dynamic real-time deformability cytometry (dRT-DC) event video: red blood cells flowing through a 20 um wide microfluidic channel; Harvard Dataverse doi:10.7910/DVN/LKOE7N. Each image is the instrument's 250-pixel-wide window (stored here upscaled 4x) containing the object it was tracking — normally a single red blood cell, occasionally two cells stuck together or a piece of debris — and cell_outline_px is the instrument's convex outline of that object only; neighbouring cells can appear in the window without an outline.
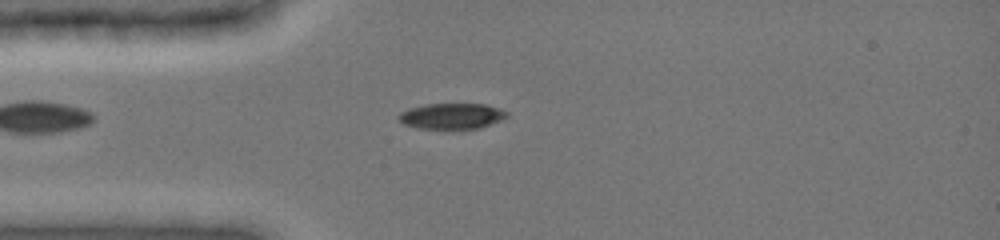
{"species": "common noctule bat (a hibernating species)", "species_latin": "Nyctalus noctula", "temperature_condition": "cold", "stored_images_in_passage": 49, "camera_frame_rate_fps": 3000, "um_per_image_px": 0.085, "animal": {"sex": "female", "body_mass_g": 19.0, "forearm_length_mm": 51.5}, "frame": {"image": 1, "passage_image": 13, "time_ms": 4.0, "image_size_px": [1000, 240], "cell_outline_px": [[508, 116], [500, 120], [480, 128], [420, 128], [404, 124], [396, 116], [400, 112], [408, 108], [428, 104], [488, 104], [500, 108], [508, 112]], "centroid_in_image_um": [38.41, 9.85], "position_along_channel_um": 46.6, "area_um2": 16.13}}
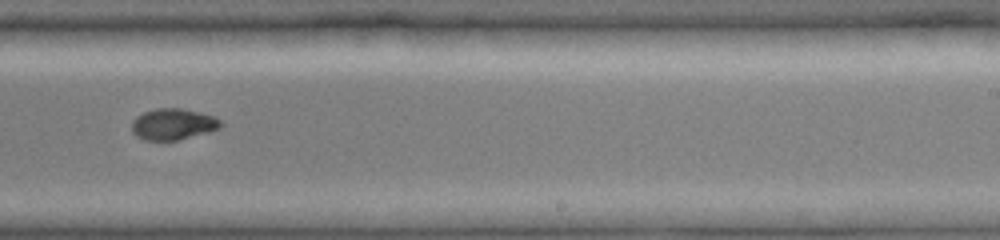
{"frame": {"image": 2, "passage_image": 31, "time_ms": 10.0, "image_size_px": [1000, 240], "cell_outline_px": [[224, 124], [220, 128], [208, 132], [176, 140], [144, 140], [136, 136], [132, 132], [132, 120], [136, 116], [144, 112], [156, 108], [180, 108], [200, 112], [212, 116], [220, 120]], "centroid_in_image_um": [14.69, 10.55], "position_along_channel_um": 274.3, "area_um2": 16.18}}
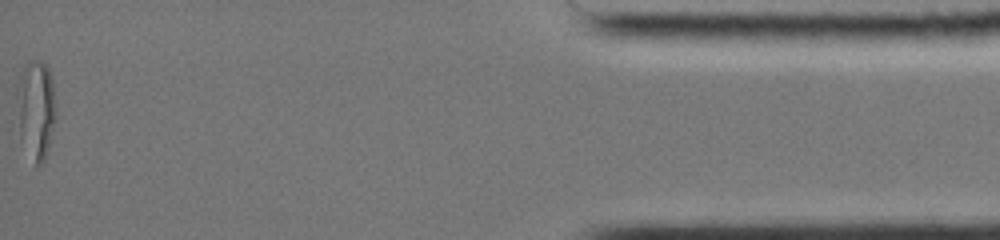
{"frame": {"image": 3, "passage_image": 49, "time_ms": 16.0, "image_size_px": [1000, 240], "cell_outline_px": [[56, 116], [48, 152], [44, 160], [40, 164], [36, 164], [20, 140], [16, 88], [16, 84], [24, 64], [32, 60], [40, 60], [48, 68], [52, 76], [56, 108]], "centroid_in_image_um": [3.06, 9.25], "position_along_channel_um": 432.1, "area_um2": 22.77}, "authors_computed_cell_mechanics": {"area_um2": 16.8198, "velocity_mm_per_s": 3.9484, "shape_relaxation_time_tau1_ms": 8.83, "shape_relaxation_time_tau2_ms": 3.6633, "deformation_change_tau1": 0.229, "deformation_change_tau2": 0.0544}}